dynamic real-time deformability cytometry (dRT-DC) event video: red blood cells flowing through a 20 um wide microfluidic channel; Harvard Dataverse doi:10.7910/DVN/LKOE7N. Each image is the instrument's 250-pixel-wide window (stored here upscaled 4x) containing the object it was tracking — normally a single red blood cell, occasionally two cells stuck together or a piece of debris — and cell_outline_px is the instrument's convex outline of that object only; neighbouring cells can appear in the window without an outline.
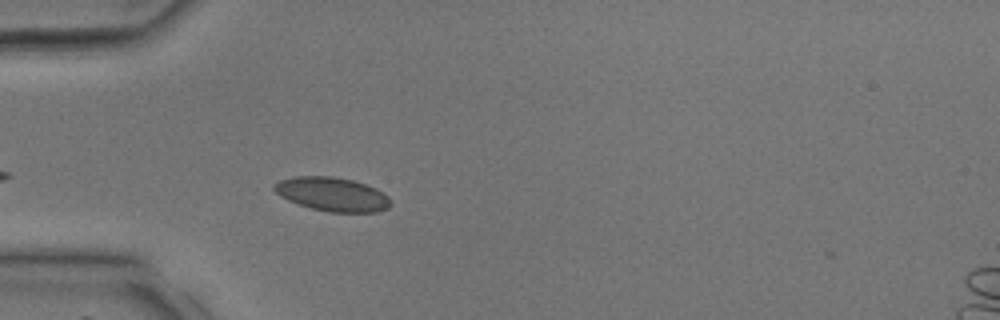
{"species": "common noctule bat (a hibernating species)", "species_latin": "Nyctalus noctula", "temperature_condition": "room temperature", "stored_images_in_passage": 4, "camera_frame_rate_fps": 3000, "um_per_image_px": 0.085, "animal": {"sex": "male", "body_mass_g": 17.9, "forearm_length_mm": 54.2}, "frame": {"image": 1, "passage_image": 3, "time_ms": 0.667, "image_size_px": [1000, 320], "cell_outline_px": [[392, 204], [388, 208], [376, 212], [328, 212], [312, 208], [288, 200], [280, 196], [272, 188], [272, 184], [280, 180], [292, 176], [332, 176], [352, 180], [376, 188], [388, 196]], "centroid_in_image_um": [28.23, 16.5], "position_along_channel_um": 56.8, "area_um2": 23.0}}